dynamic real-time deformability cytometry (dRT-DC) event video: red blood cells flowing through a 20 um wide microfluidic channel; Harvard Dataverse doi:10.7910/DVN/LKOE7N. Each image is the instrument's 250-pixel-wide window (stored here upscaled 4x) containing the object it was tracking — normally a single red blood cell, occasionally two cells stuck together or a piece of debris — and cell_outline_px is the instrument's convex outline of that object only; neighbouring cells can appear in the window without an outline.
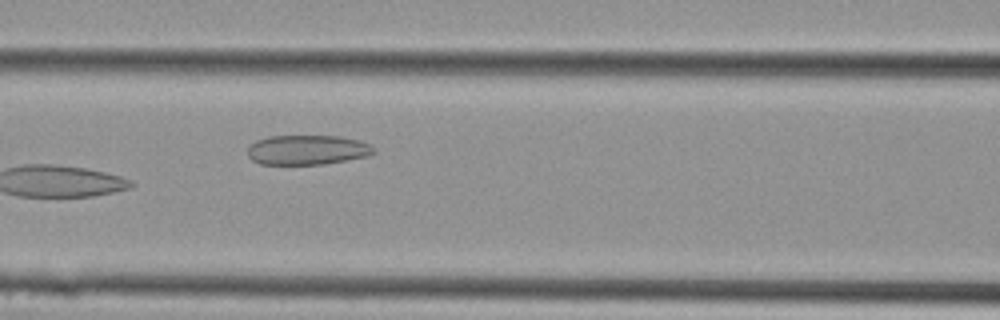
{"species": "Egyptian fruit bat (a non-hibernating species)", "species_latin": "Rousettus aegyptiacus", "temperature_condition": "cold", "stored_images_in_passage": 4, "camera_frame_rate_fps": 3000, "um_per_image_px": 0.085, "animal": {"sex": "female"}, "frame": {"image": 1, "passage_image": 4, "time_ms": 1.0, "image_size_px": [1000, 320], "cell_outline_px": [[376, 152], [368, 156], [324, 164], [260, 164], [252, 160], [248, 156], [248, 148], [256, 140], [268, 136], [340, 136], [360, 140], [376, 148]], "centroid_in_image_um": [26.14, 12.74], "position_along_channel_um": 140.5, "area_um2": 21.91}}